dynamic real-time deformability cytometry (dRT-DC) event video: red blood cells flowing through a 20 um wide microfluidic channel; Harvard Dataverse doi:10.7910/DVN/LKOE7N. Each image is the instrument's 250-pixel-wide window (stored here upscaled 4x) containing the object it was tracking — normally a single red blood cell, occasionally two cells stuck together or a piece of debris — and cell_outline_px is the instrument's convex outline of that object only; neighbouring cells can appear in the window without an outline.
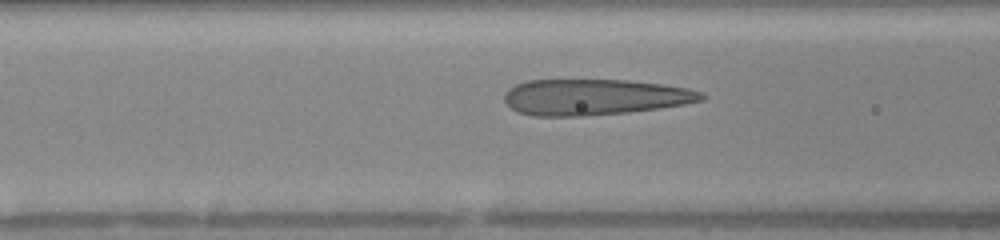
{"species": "human", "species_latin": "Homo sapiens", "temperature_condition": "warm", "stored_images_in_passage": 37, "camera_frame_rate_fps": 3000, "um_per_image_px": 0.085, "donor": {"sex": "female"}, "frame": {"image": 1, "passage_image": 14, "time_ms": 4.333, "image_size_px": [1000, 240], "cell_outline_px": [[708, 96], [704, 100], [684, 104], [660, 108], [628, 112], [584, 116], [532, 116], [516, 112], [504, 100], [504, 92], [508, 88], [516, 84], [528, 80], [628, 80], [664, 84], [688, 88], [700, 92]], "centroid_in_image_um": [50.53, 8.25], "position_along_channel_um": 116.1, "area_um2": 41.62}}
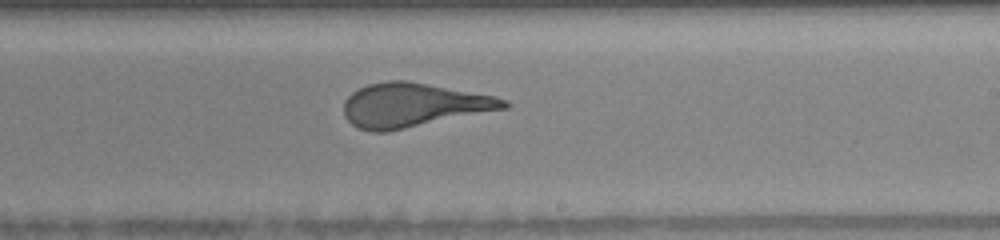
{"frame": {"image": 2, "passage_image": 24, "time_ms": 7.667, "image_size_px": [1000, 240], "cell_outline_px": [[512, 104], [508, 108], [388, 132], [372, 132], [360, 128], [352, 124], [344, 116], [344, 100], [352, 92], [368, 84], [388, 80], [408, 80], [496, 96], [508, 100]], "centroid_in_image_um": [35.15, 8.93], "position_along_channel_um": 253.8, "area_um2": 41.33}}
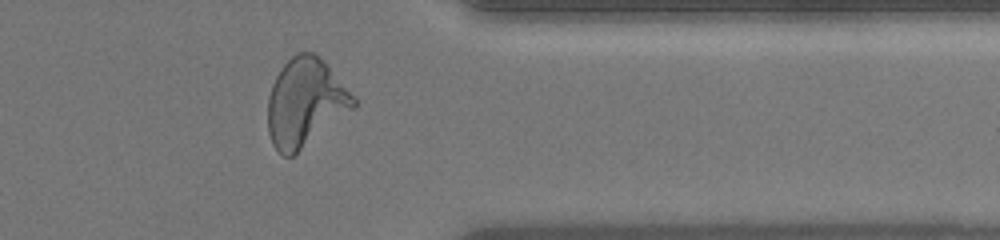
{"frame": {"image": 3, "passage_image": 34, "time_ms": 11.0, "image_size_px": [1000, 240], "cell_outline_px": [[356, 108], [292, 156], [284, 156], [272, 144], [268, 132], [268, 96], [272, 84], [280, 68], [296, 52], [312, 52], [328, 68], [356, 100]], "centroid_in_image_um": [25.91, 8.75], "position_along_channel_um": 385.5, "area_um2": 43.18}}